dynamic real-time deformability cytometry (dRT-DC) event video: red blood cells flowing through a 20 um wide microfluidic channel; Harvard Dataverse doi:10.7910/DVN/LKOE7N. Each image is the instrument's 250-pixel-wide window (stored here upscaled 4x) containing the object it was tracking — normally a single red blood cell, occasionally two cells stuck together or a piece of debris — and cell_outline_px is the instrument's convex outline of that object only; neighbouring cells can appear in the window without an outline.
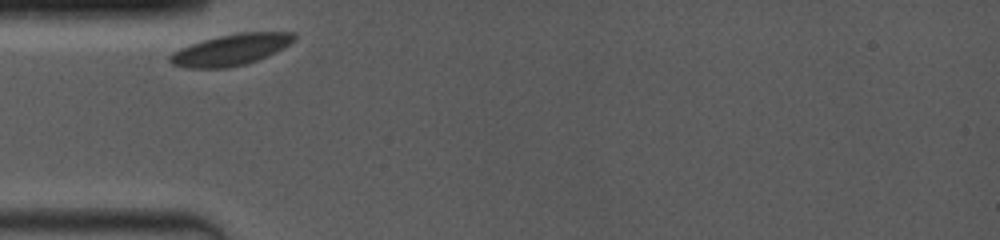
{"species": "common noctule bat (a hibernating species)", "species_latin": "Nyctalus noctula", "temperature_condition": "room temperature", "stored_images_in_passage": 10, "camera_frame_rate_fps": 4000, "um_per_image_px": 0.085, "animal": {"sex": "female", "body_mass_g": 19.0, "forearm_length_mm": 53.3}, "frame": {"image": 1, "passage_image": 1, "time_ms": 0.0, "image_size_px": [1000, 240], "cell_outline_px": [[296, 36], [288, 44], [256, 60], [244, 64], [228, 68], [188, 68], [172, 64], [168, 60], [168, 56], [172, 52], [180, 48], [204, 40], [220, 36], [240, 32], [296, 32]], "centroid_in_image_um": [19.55, 4.23], "position_along_channel_um": 65.4, "area_um2": 22.08}}
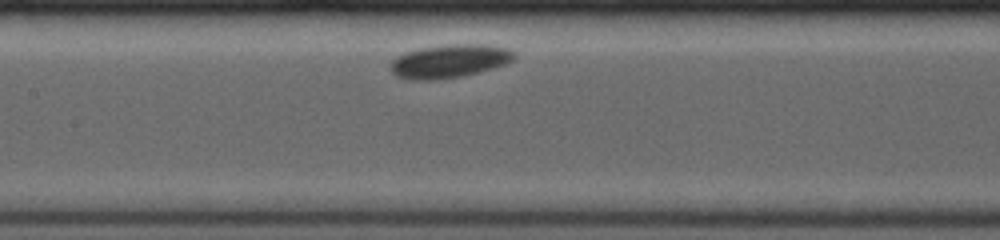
{"frame": {"image": 2, "passage_image": 6, "time_ms": 3.0, "image_size_px": [1000, 240], "cell_outline_px": [[516, 56], [508, 64], [480, 72], [464, 76], [436, 80], [412, 80], [396, 76], [388, 68], [392, 60], [408, 52], [420, 48], [444, 44], [488, 44], [508, 48], [516, 52]], "centroid_in_image_um": [38.25, 5.2], "position_along_channel_um": 169.1, "area_um2": 24.45}}
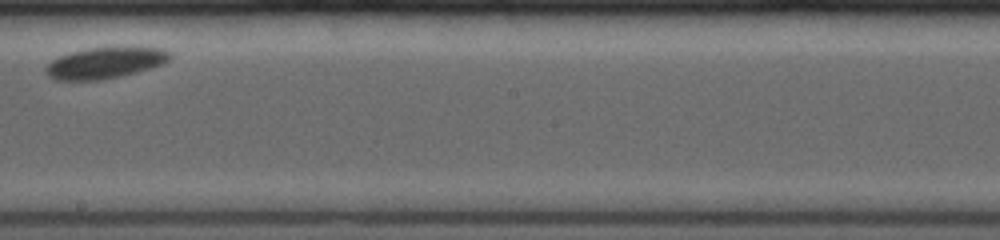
{"frame": {"image": 3, "passage_image": 9, "time_ms": 5.0, "image_size_px": [1000, 240], "cell_outline_px": [[172, 56], [168, 60], [160, 64], [136, 72], [104, 80], [52, 80], [44, 72], [44, 68], [52, 60], [60, 56], [72, 52], [88, 48], [124, 44], [168, 48]], "centroid_in_image_um": [8.98, 5.29], "position_along_channel_um": 239.2, "area_um2": 23.47}}